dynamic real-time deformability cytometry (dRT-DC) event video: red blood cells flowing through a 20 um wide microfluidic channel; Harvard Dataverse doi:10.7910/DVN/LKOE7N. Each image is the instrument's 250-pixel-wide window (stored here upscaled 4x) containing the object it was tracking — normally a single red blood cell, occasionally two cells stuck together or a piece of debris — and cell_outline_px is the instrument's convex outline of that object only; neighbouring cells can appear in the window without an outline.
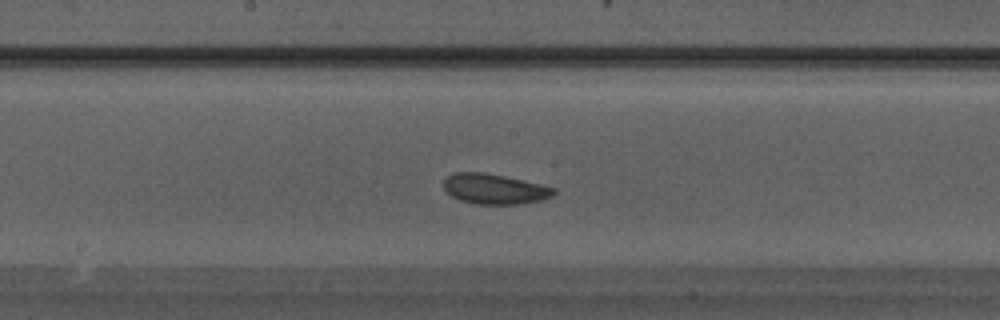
{"species": "Egyptian fruit bat (a non-hibernating species)", "species_latin": "Rousettus aegyptiacus", "temperature_condition": "warm", "stored_images_in_passage": 28, "camera_frame_rate_fps": 3000, "um_per_image_px": 0.085, "animal": {"sex": "male"}, "frame": {"image": 1, "passage_image": 13, "time_ms": 4.0, "image_size_px": [1000, 320], "cell_outline_px": [[556, 192], [552, 196], [544, 200], [520, 204], [472, 204], [460, 200], [452, 196], [444, 188], [444, 180], [452, 172], [484, 172], [504, 176], [540, 184], [556, 188]], "centroid_in_image_um": [42.05, 16.07], "position_along_channel_um": 206.2, "area_um2": 19.48}}